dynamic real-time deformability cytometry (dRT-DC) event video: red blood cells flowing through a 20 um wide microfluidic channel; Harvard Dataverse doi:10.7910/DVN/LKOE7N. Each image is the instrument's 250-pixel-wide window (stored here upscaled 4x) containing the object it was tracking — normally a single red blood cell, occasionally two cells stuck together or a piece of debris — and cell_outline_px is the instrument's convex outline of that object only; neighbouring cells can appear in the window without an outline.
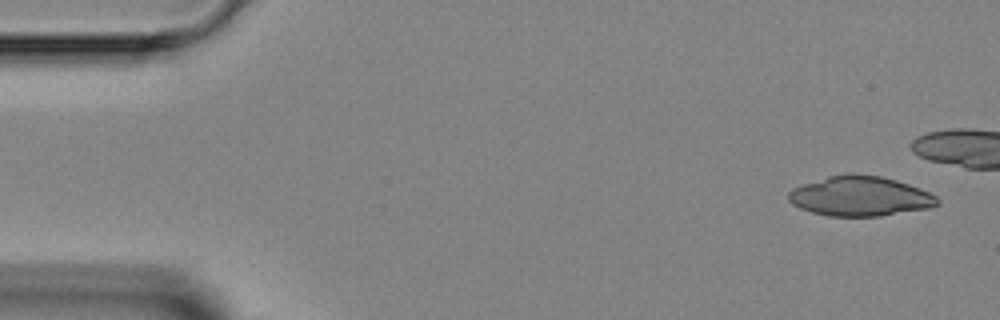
{"species": "Egyptian fruit bat (a non-hibernating species)", "species_latin": "Rousettus aegyptiacus", "temperature_condition": "room temperature", "stored_images_in_passage": 5, "camera_frame_rate_fps": 3000, "um_per_image_px": 0.085, "animal": {"sex": "female"}, "frame": {"image": 1, "passage_image": 5, "time_ms": 5.333, "image_size_px": [1000, 320], "cell_outline_px": [[940, 204], [928, 208], [880, 216], [828, 216], [812, 212], [800, 208], [792, 204], [788, 200], [788, 192], [792, 188], [800, 184], [828, 176], [848, 172], [852, 172], [880, 176], [896, 180], [920, 188], [936, 196], [940, 200]], "centroid_in_image_um": [73.08, 16.66], "position_along_channel_um": 11.9, "area_um2": 34.85}}